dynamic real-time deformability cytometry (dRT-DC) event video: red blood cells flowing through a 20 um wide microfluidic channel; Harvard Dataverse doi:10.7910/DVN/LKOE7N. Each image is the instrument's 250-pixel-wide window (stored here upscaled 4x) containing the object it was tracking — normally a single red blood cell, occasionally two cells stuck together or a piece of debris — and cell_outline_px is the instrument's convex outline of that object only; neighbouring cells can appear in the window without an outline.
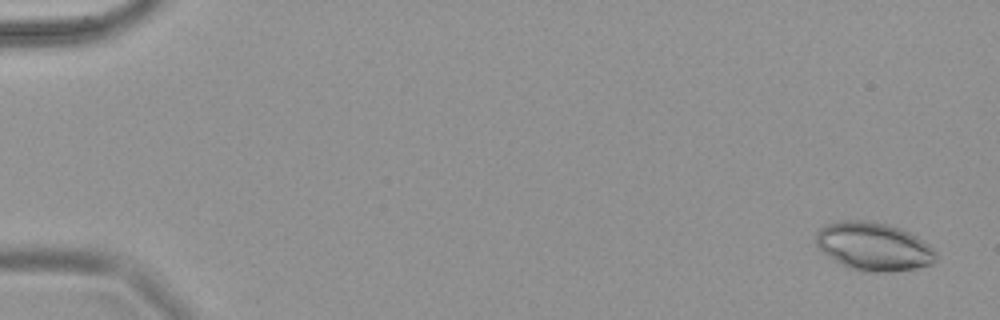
{"species": "common noctule bat (a hibernating species)", "species_latin": "Nyctalus noctula", "temperature_condition": "warm", "stored_images_in_passage": 70, "camera_frame_rate_fps": 3000, "um_per_image_px": 0.085, "animal": {"sex": "female", "body_mass_g": 18.4}, "frame": {"image": 1, "passage_image": 3, "time_ms": 0.667, "image_size_px": [1000, 320], "cell_outline_px": [[936, 260], [932, 264], [916, 268], [884, 272], [860, 272], [848, 268], [828, 256], [816, 244], [816, 232], [824, 224], [840, 220], [864, 220], [884, 224], [900, 228], [916, 236], [928, 244], [936, 252]], "centroid_in_image_um": [74.23, 20.95], "position_along_channel_um": 10.8, "area_um2": 33.7}}
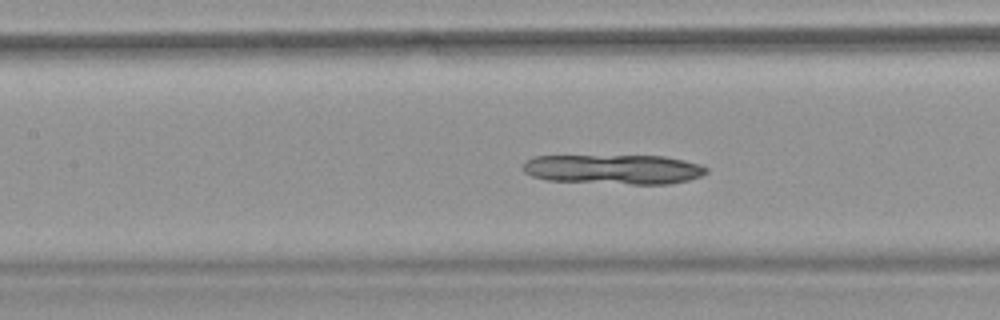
{"frame": {"image": 2, "passage_image": 34, "time_ms": 11.0, "image_size_px": [1000, 320], "cell_outline_px": [[708, 172], [700, 176], [688, 180], [668, 184], [632, 184], [548, 180], [532, 176], [524, 172], [520, 168], [524, 160], [532, 156], [664, 156], [684, 160], [700, 164], [708, 168]], "centroid_in_image_um": [52.13, 14.38], "position_along_channel_um": 155.3, "area_um2": 31.85}}
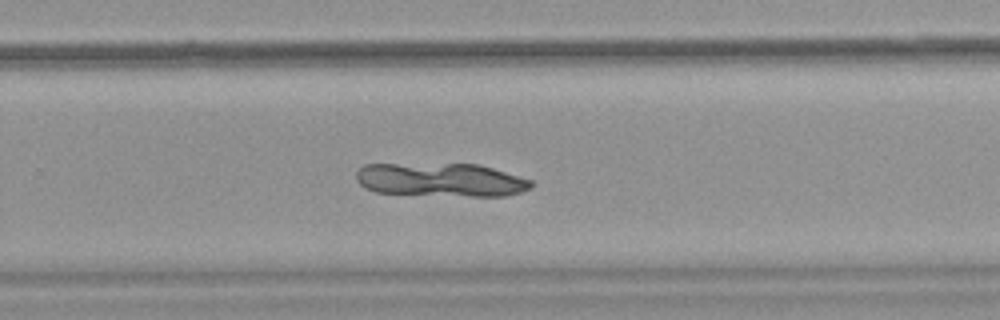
{"frame": {"image": 3, "passage_image": 48, "time_ms": 15.667, "image_size_px": [1000, 320], "cell_outline_px": [[536, 184], [532, 188], [520, 192], [504, 196], [472, 196], [376, 192], [364, 188], [356, 180], [356, 172], [364, 164], [476, 164], [492, 168], [532, 180]], "centroid_in_image_um": [37.49, 15.28], "position_along_channel_um": 292.3, "area_um2": 34.1}}